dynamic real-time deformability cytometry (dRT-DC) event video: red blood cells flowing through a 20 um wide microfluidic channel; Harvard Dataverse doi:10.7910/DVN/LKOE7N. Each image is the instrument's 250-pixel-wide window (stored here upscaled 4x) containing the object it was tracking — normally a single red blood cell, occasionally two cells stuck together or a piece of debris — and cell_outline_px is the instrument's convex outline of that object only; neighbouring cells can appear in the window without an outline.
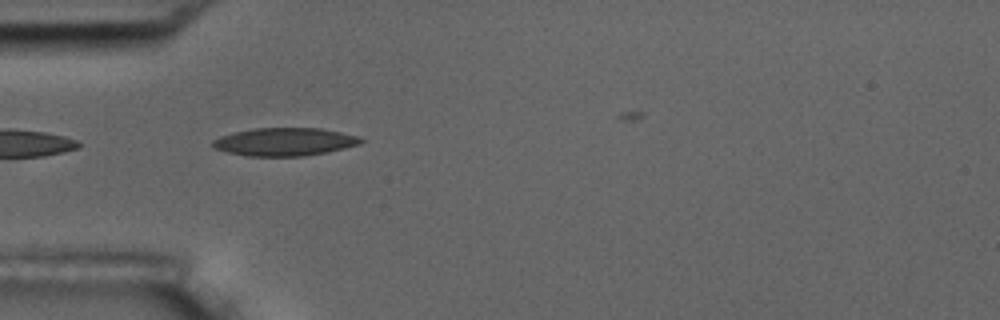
{"species": "common noctule bat (a hibernating species)", "species_latin": "Nyctalus noctula", "temperature_condition": "room temperature", "stored_images_in_passage": 7, "camera_frame_rate_fps": 3000, "um_per_image_px": 0.085, "animal": {"sex": "male", "body_mass_g": 17.5, "forearm_length_mm": 52.3}, "frame": {"image": 1, "passage_image": 6, "time_ms": 6.667, "image_size_px": [1000, 320], "cell_outline_px": [[364, 140], [360, 144], [344, 148], [304, 156], [248, 156], [228, 152], [212, 148], [212, 140], [220, 136], [252, 128], [320, 128], [360, 136]], "centroid_in_image_um": [24.18, 12.05], "position_along_channel_um": 60.8, "area_um2": 24.1}}